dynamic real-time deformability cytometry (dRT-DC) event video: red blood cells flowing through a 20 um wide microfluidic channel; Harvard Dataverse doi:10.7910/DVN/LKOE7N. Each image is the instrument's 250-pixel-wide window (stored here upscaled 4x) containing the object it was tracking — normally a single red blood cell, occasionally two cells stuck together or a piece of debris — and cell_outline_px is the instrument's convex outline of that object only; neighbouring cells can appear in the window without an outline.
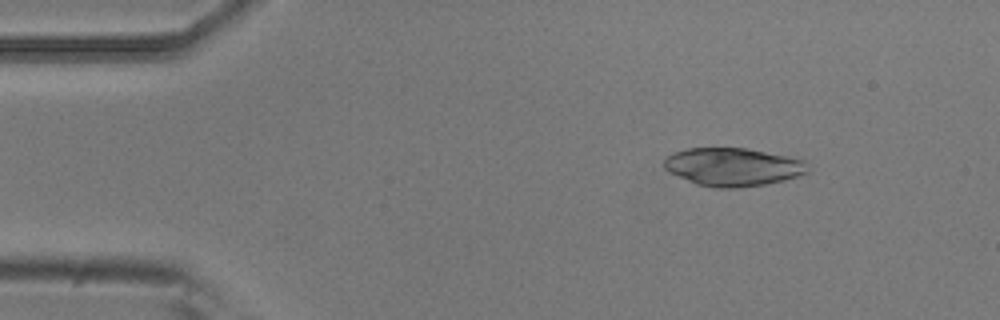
{"species": "common noctule bat (a hibernating species)", "species_latin": "Nyctalus noctula", "temperature_condition": "room temperature", "stored_images_in_passage": 4, "camera_frame_rate_fps": 3000, "um_per_image_px": 0.085, "animal": {"sex": "male", "body_mass_g": 20.5, "forearm_length_mm": 52.5}, "frame": {"image": 1, "passage_image": 2, "time_ms": 0.333, "image_size_px": [1000, 320], "cell_outline_px": [[808, 172], [784, 180], [764, 184], [740, 188], [712, 188], [696, 184], [668, 172], [664, 168], [664, 156], [672, 152], [688, 148], [748, 148], [808, 160]], "centroid_in_image_um": [62.28, 14.18], "position_along_channel_um": 22.7, "area_um2": 32.37}}